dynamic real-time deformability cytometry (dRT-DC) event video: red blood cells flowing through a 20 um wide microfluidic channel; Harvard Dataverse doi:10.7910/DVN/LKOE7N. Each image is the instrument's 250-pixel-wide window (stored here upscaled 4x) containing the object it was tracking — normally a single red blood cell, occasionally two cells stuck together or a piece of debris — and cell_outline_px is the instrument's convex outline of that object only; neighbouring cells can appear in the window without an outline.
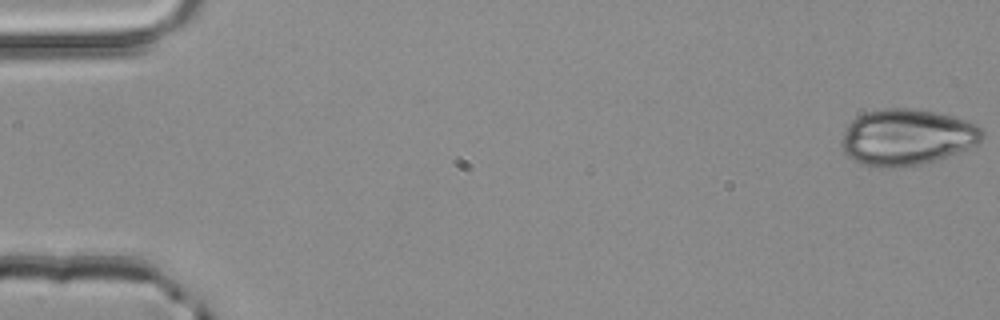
{"species": "common noctule bat (a hibernating species)", "species_latin": "Nyctalus noctula", "temperature_condition": "room temperature", "stored_images_in_passage": 35, "camera_frame_rate_fps": 3000, "um_per_image_px": 0.085, "animal": {"sex": "male", "body_mass_g": 20.4}, "frame": {"image": 1, "passage_image": 1, "time_ms": 0.0, "image_size_px": [1000, 320], "cell_outline_px": [[984, 136], [976, 148], [924, 164], [896, 168], [880, 168], [860, 164], [852, 160], [844, 152], [840, 144], [840, 140], [848, 124], [856, 116], [864, 112], [884, 108], [912, 108], [936, 112], [952, 116], [976, 124], [984, 132]], "centroid_in_image_um": [77.1, 11.68], "position_along_channel_um": 7.9, "area_um2": 47.11}}
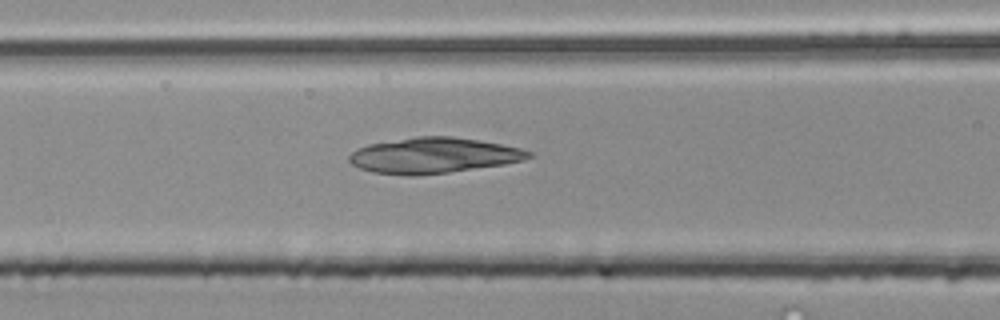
{"frame": {"image": 2, "passage_image": 22, "time_ms": 7.0, "image_size_px": [1000, 320], "cell_outline_px": [[532, 156], [524, 160], [504, 164], [448, 172], [416, 176], [408, 176], [372, 172], [360, 168], [352, 164], [348, 160], [348, 156], [356, 148], [368, 144], [416, 136], [452, 136], [480, 140], [520, 148], [532, 152]], "centroid_in_image_um": [36.82, 13.21], "position_along_channel_um": 129.8, "area_um2": 37.28}}
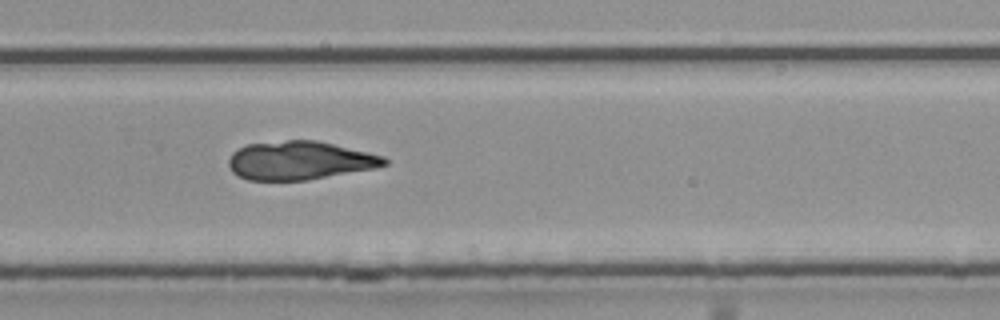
{"frame": {"image": 3, "passage_image": 35, "time_ms": 11.333, "image_size_px": [1000, 320], "cell_outline_px": [[388, 164], [376, 168], [308, 180], [248, 180], [232, 172], [228, 164], [228, 160], [232, 152], [248, 144], [288, 140], [316, 140], [368, 152], [384, 156], [388, 160]], "centroid_in_image_um": [25.49, 13.64], "position_along_channel_um": 304.3, "area_um2": 34.91}}